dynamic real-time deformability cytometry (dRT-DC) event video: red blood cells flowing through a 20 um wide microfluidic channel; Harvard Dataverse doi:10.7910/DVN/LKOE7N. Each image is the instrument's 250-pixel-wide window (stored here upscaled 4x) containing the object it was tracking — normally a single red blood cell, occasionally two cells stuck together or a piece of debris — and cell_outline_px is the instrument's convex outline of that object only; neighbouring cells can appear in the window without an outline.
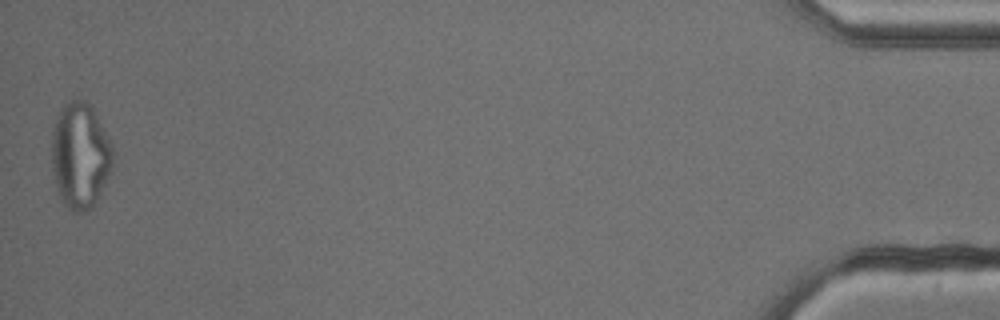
{"species": "common noctule bat (a hibernating species)", "species_latin": "Nyctalus noctula", "temperature_condition": "cold", "stored_images_in_passage": 53, "camera_frame_rate_fps": 3000, "um_per_image_px": 0.085, "animal": {"sex": "male", "body_mass_g": 13.3}, "frame": {"image": 1, "passage_image": 53, "time_ms": 17.333, "image_size_px": [1000, 320], "cell_outline_px": [[112, 164], [100, 192], [92, 208], [80, 212], [72, 212], [60, 200], [56, 188], [52, 172], [52, 132], [56, 116], [60, 108], [64, 104], [72, 100], [84, 100], [92, 108], [112, 144]], "centroid_in_image_um": [6.77, 13.23], "position_along_channel_um": 428.4, "area_um2": 37.45}}